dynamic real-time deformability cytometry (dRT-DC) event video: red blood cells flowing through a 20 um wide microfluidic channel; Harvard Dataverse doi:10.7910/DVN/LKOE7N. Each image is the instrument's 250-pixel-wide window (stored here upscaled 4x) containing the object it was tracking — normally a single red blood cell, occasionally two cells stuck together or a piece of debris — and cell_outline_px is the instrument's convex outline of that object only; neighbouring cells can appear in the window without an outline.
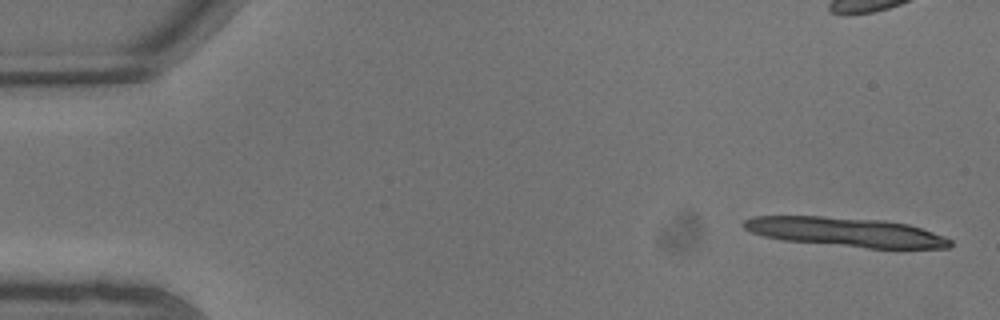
{"species": "common noctule bat (a hibernating species)", "species_latin": "Nyctalus noctula", "temperature_condition": "warm", "stored_images_in_passage": 13, "camera_frame_rate_fps": 3000, "um_per_image_px": 0.085, "animal": {"sex": "male", "body_mass_g": 13.3}, "frame": {"image": 1, "passage_image": 1, "time_ms": 0.0, "image_size_px": [1000, 320], "cell_outline_px": [[952, 244], [948, 248], [868, 248], [784, 240], [764, 236], [752, 232], [744, 228], [740, 224], [744, 220], [752, 216], [820, 216], [884, 220], [908, 224], [944, 236], [952, 240]], "centroid_in_image_um": [71.88, 19.72], "position_along_channel_um": 13.1, "area_um2": 35.03}}
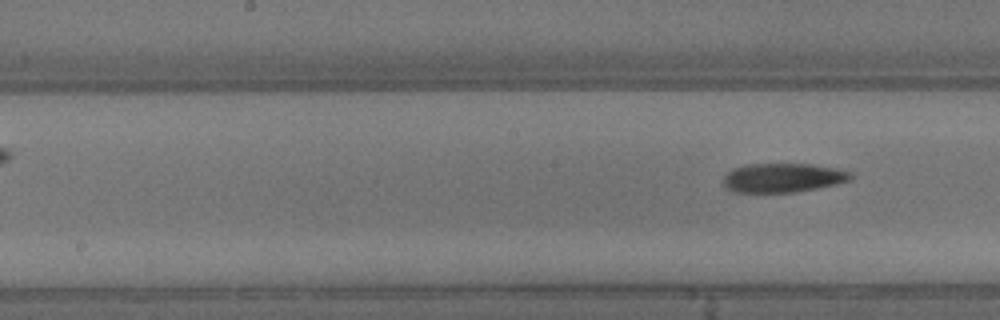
{"frame": {"image": 2, "passage_image": 13, "time_ms": 4.0, "image_size_px": [1000, 320], "cell_outline_px": [[852, 180], [836, 184], [796, 192], [732, 192], [724, 184], [724, 176], [732, 168], [748, 164], [812, 164], [836, 168], [852, 172]], "centroid_in_image_um": [66.57, 15.1], "position_along_channel_um": 181.6, "area_um2": 21.62}}